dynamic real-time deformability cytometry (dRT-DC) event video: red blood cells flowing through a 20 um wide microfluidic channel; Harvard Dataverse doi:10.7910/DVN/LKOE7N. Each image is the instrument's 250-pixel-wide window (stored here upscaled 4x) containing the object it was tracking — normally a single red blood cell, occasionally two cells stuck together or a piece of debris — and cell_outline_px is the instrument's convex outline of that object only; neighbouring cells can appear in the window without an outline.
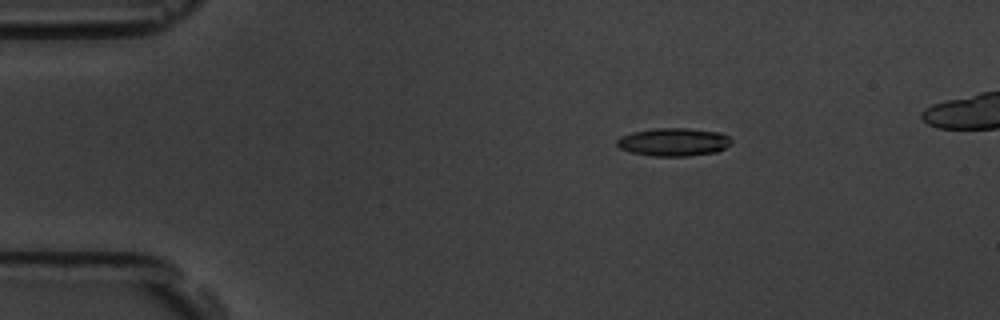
{"species": "common noctule bat (a hibernating species)", "species_latin": "Nyctalus noctula", "temperature_condition": "room temperature", "stored_images_in_passage": 6, "camera_frame_rate_fps": 3000, "um_per_image_px": 0.085, "animal": {"sex": "male", "body_mass_g": 19.5, "forearm_length_mm": 54.6}, "frame": {"image": 1, "passage_image": 6, "time_ms": 6.333, "image_size_px": [1000, 320], "cell_outline_px": [[732, 144], [716, 152], [688, 156], [652, 156], [632, 152], [620, 148], [616, 144], [616, 140], [620, 136], [632, 132], [652, 128], [688, 128], [720, 132], [728, 136], [732, 140]], "centroid_in_image_um": [57.26, 12.06], "position_along_channel_um": 27.7, "area_um2": 18.84}}